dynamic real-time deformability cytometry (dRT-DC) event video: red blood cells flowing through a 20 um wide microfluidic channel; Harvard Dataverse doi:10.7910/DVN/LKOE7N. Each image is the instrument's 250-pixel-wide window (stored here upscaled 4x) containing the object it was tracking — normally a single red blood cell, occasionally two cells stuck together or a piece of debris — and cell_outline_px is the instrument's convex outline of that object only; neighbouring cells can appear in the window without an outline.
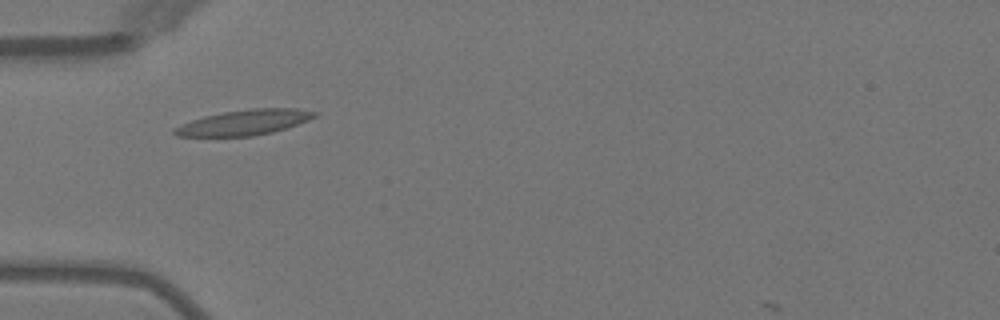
{"species": "Egyptian fruit bat (a non-hibernating species)", "species_latin": "Rousettus aegyptiacus", "temperature_condition": "warm", "stored_images_in_passage": 3, "camera_frame_rate_fps": 3000, "um_per_image_px": 0.085, "animal": {"sex": "female"}, "frame": {"image": 1, "passage_image": 1, "time_ms": 0.0, "image_size_px": [1000, 320], "cell_outline_px": [[320, 112], [316, 116], [308, 120], [272, 132], [252, 136], [176, 136], [172, 132], [172, 128], [180, 124], [204, 116], [224, 112], [252, 108], [296, 108]], "centroid_in_image_um": [20.74, 10.4], "position_along_channel_um": 64.3, "area_um2": 20.58}}
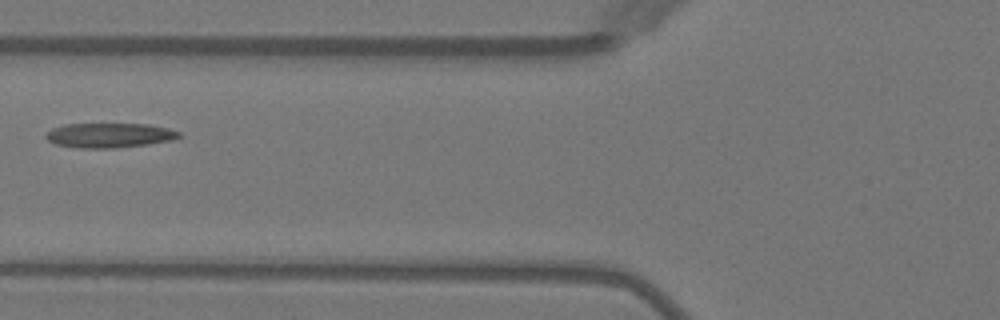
{"frame": {"image": 2, "passage_image": 2, "time_ms": 1.333, "image_size_px": [1000, 320], "cell_outline_px": [[180, 136], [172, 140], [148, 144], [116, 148], [80, 148], [56, 144], [48, 140], [44, 136], [52, 128], [64, 124], [148, 124], [168, 128], [180, 132]], "centroid_in_image_um": [9.29, 11.5], "position_along_channel_um": 116.5, "area_um2": 19.07}}
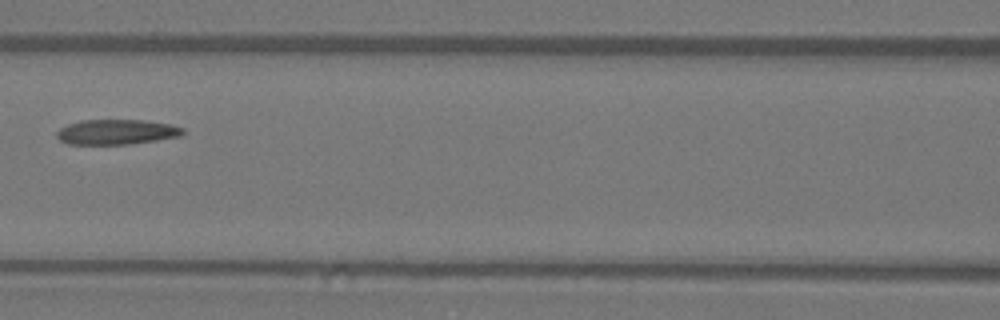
{"frame": {"image": 3, "passage_image": 3, "time_ms": 2.333, "image_size_px": [1000, 320], "cell_outline_px": [[184, 132], [180, 136], [156, 140], [128, 144], [68, 144], [60, 140], [56, 136], [56, 132], [60, 128], [68, 124], [80, 120], [144, 120], [172, 124], [184, 128]], "centroid_in_image_um": [9.9, 11.21], "position_along_channel_um": 156.7, "area_um2": 18.44}}